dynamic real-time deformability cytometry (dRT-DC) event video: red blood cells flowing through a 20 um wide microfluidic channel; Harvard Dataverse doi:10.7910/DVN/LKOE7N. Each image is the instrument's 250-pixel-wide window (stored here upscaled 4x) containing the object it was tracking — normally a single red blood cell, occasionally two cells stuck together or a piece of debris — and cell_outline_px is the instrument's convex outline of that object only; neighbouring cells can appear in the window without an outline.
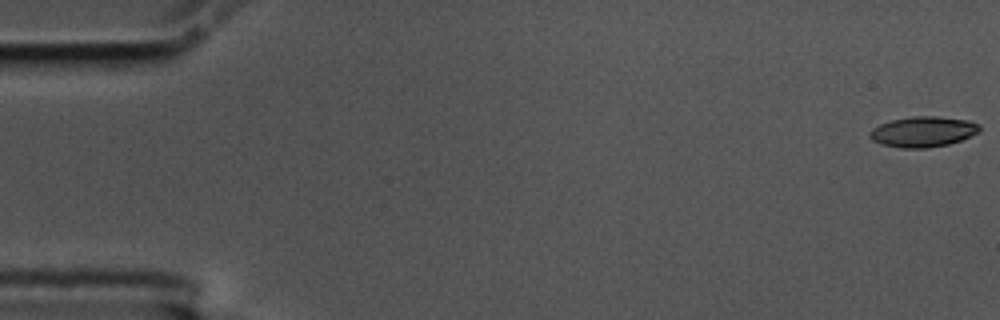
{"species": "common noctule bat (a hibernating species)", "species_latin": "Nyctalus noctula", "temperature_condition": "cold", "stored_images_in_passage": 6, "camera_frame_rate_fps": 3000, "um_per_image_px": 0.085, "animal": {"sex": "male", "body_mass_g": 17.5, "forearm_length_mm": 52.3}, "frame": {"image": 1, "passage_image": 1, "time_ms": 0.0, "image_size_px": [1000, 320], "cell_outline_px": [[980, 132], [960, 140], [948, 144], [928, 148], [900, 148], [880, 144], [872, 140], [868, 136], [868, 132], [872, 128], [880, 124], [892, 120], [912, 116], [940, 116], [968, 120], [980, 124]], "centroid_in_image_um": [78.44, 11.19], "position_along_channel_um": 6.6, "area_um2": 19.71}}
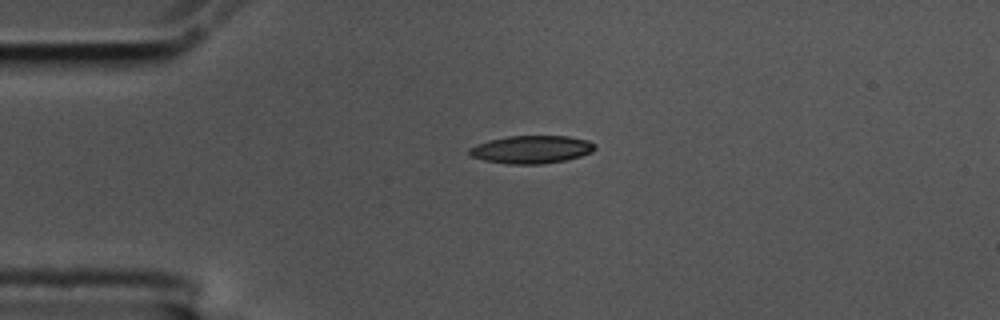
{"frame": {"image": 2, "passage_image": 4, "time_ms": 1.0, "image_size_px": [1000, 320], "cell_outline_px": [[596, 148], [592, 152], [580, 156], [564, 160], [540, 164], [508, 164], [484, 160], [472, 156], [468, 152], [468, 148], [476, 144], [488, 140], [508, 136], [568, 136], [588, 140], [596, 144]], "centroid_in_image_um": [45.17, 12.69], "position_along_channel_um": 39.8, "area_um2": 20.4}}